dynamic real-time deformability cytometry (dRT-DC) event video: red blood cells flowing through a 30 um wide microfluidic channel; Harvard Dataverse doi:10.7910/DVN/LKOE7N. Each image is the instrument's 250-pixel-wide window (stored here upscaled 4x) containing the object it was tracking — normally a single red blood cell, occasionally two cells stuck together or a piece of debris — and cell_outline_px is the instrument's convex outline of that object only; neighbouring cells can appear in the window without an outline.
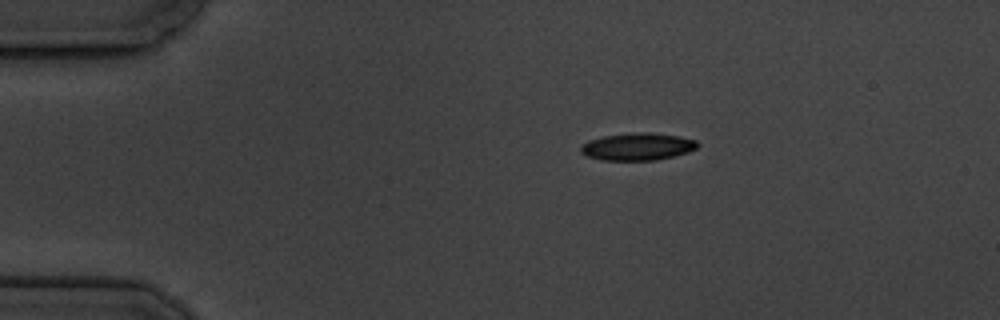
{"species": "common noctule bat (a hibernating species)", "species_latin": "Nyctalus noctula", "temperature_condition": "cold", "stored_images_in_passage": 4, "camera_frame_rate_fps": 3000, "um_per_image_px": 0.085, "animal": {"sex": "male", "body_mass_g": 19.5, "forearm_length_mm": 54.6}, "frame": {"image": 1, "passage_image": 1, "time_ms": 0.0, "image_size_px": [1000, 320], "cell_outline_px": [[700, 144], [696, 148], [688, 152], [656, 160], [600, 160], [588, 156], [580, 152], [580, 144], [588, 140], [604, 136], [632, 132], [648, 132], [680, 136], [696, 140]], "centroid_in_image_um": [54.17, 12.45], "position_along_channel_um": 30.8, "area_um2": 18.73}}